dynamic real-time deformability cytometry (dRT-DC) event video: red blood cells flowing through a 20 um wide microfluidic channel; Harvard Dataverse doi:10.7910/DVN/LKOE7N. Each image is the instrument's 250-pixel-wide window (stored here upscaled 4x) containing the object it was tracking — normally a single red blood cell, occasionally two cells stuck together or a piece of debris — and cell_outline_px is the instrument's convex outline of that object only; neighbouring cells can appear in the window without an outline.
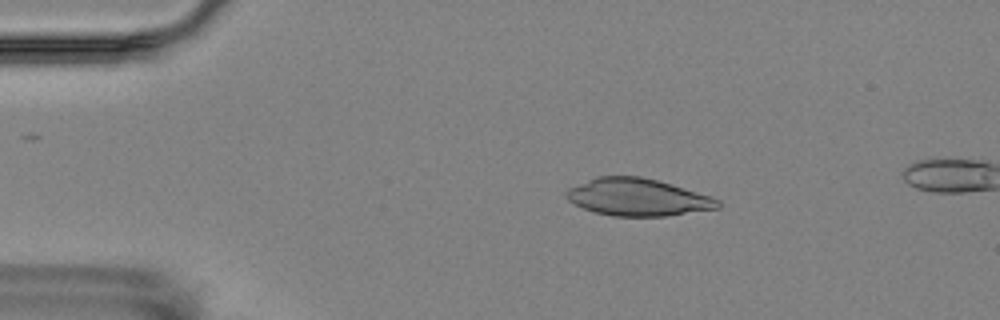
{"species": "Egyptian fruit bat (a non-hibernating species)", "species_latin": "Rousettus aegyptiacus", "temperature_condition": "room temperature", "stored_images_in_passage": 4, "camera_frame_rate_fps": 3000, "um_per_image_px": 0.085, "animal": {"sex": "female"}, "frame": {"image": 1, "passage_image": 2, "time_ms": 1.333, "image_size_px": [1000, 320], "cell_outline_px": [[720, 208], [668, 216], [612, 216], [596, 212], [584, 208], [568, 200], [564, 196], [564, 192], [568, 188], [596, 176], [640, 176], [656, 180], [712, 196], [720, 200]], "centroid_in_image_um": [54.2, 16.76], "position_along_channel_um": 30.8, "area_um2": 32.95}}